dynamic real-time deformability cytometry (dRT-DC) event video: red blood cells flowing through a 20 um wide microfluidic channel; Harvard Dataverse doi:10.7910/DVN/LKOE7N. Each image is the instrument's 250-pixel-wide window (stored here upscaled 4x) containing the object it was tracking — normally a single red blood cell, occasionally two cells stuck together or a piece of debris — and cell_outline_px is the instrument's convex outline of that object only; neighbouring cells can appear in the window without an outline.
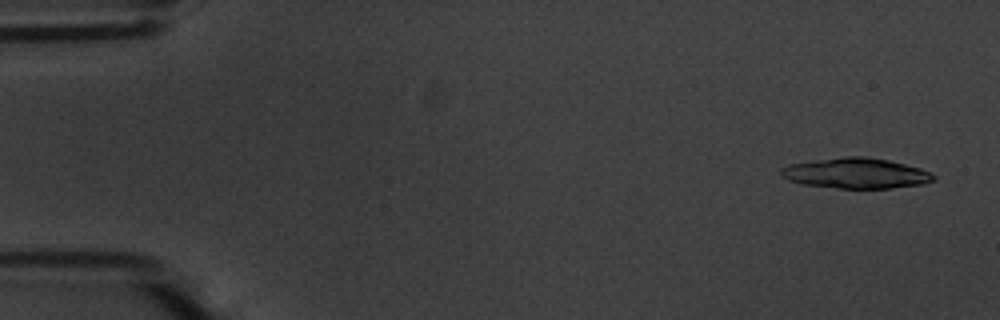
{"species": "common noctule bat (a hibernating species)", "species_latin": "Nyctalus noctula", "temperature_condition": "warm", "stored_images_in_passage": 17, "camera_frame_rate_fps": 3000, "um_per_image_px": 0.085, "animal": {"sex": "male", "body_mass_g": 20.1, "forearm_length_mm": 53.5}, "frame": {"image": 1, "passage_image": 3, "time_ms": 0.667, "image_size_px": [1000, 320], "cell_outline_px": [[936, 180], [924, 184], [892, 188], [836, 188], [804, 184], [788, 180], [780, 172], [780, 168], [788, 164], [844, 156], [864, 156], [888, 160], [920, 168], [936, 176]], "centroid_in_image_um": [72.77, 14.72], "position_along_channel_um": 12.2, "area_um2": 26.99}}